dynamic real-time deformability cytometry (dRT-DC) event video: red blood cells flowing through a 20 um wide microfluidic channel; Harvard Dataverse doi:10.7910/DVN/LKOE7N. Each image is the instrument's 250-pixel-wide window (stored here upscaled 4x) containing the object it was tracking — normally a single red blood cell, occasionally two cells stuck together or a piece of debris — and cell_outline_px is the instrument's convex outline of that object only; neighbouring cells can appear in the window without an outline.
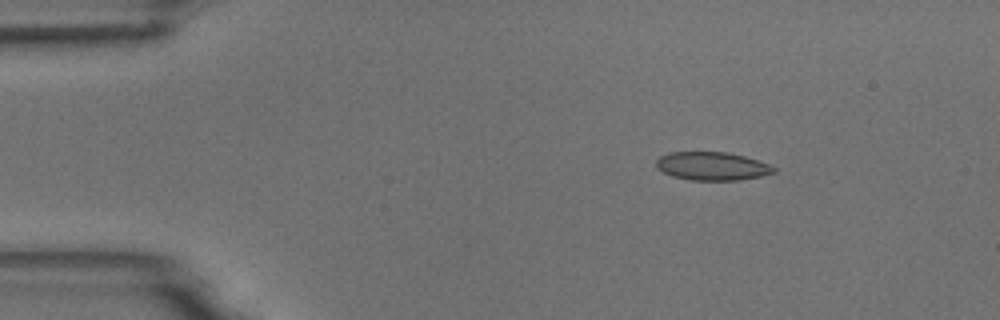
{"species": "common noctule bat (a hibernating species)", "species_latin": "Nyctalus noctula", "temperature_condition": "room temperature", "stored_images_in_passage": 4, "camera_frame_rate_fps": 3000, "um_per_image_px": 0.085, "animal": {"sex": "male", "body_mass_g": 18.8}, "frame": {"image": 1, "passage_image": 2, "time_ms": 0.333, "image_size_px": [1000, 320], "cell_outline_px": [[776, 172], [760, 176], [740, 180], [692, 180], [672, 176], [656, 168], [656, 160], [660, 156], [668, 152], [728, 152], [744, 156], [768, 164], [776, 168]], "centroid_in_image_um": [60.51, 14.12], "position_along_channel_um": 24.5, "area_um2": 19.36}}